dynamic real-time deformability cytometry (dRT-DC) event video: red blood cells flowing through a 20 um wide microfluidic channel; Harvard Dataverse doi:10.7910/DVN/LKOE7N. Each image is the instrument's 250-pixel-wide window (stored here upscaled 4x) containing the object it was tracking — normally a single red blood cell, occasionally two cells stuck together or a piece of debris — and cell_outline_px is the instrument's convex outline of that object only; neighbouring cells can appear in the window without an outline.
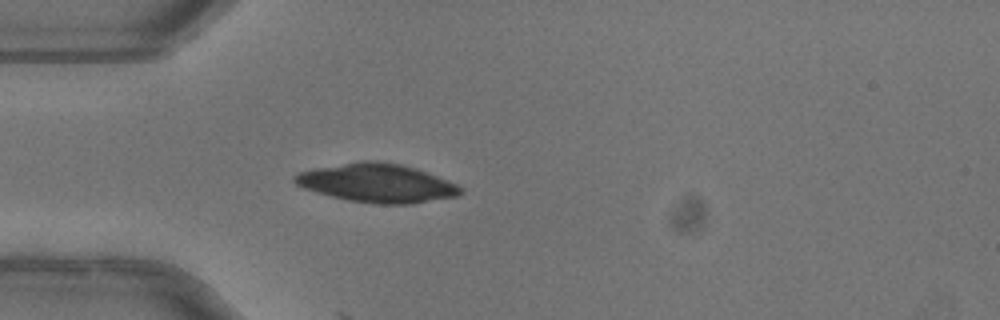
{"species": "common noctule bat (a hibernating species)", "species_latin": "Nyctalus noctula", "temperature_condition": "warm", "stored_images_in_passage": 18, "camera_frame_rate_fps": 3000, "um_per_image_px": 0.085, "animal": {"sex": "female"}, "frame": {"image": 1, "passage_image": 7, "time_ms": 2.0, "image_size_px": [1000, 320], "cell_outline_px": [[464, 192], [460, 196], [412, 204], [376, 204], [348, 200], [316, 192], [304, 188], [296, 184], [292, 180], [292, 176], [300, 172], [312, 168], [360, 160], [376, 160], [400, 164], [416, 168], [456, 184]], "centroid_in_image_um": [32.03, 15.55], "position_along_channel_um": 53.0, "area_um2": 37.51}}